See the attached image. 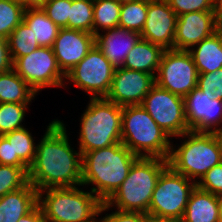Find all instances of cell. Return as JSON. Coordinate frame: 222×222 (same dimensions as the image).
<instances>
[{"mask_svg":"<svg viewBox=\"0 0 222 222\" xmlns=\"http://www.w3.org/2000/svg\"><path fill=\"white\" fill-rule=\"evenodd\" d=\"M68 138L65 124L56 119L49 123L36 144L28 180L37 191L82 186V153L71 147Z\"/></svg>","mask_w":222,"mask_h":222,"instance_id":"obj_1","label":"cell"},{"mask_svg":"<svg viewBox=\"0 0 222 222\" xmlns=\"http://www.w3.org/2000/svg\"><path fill=\"white\" fill-rule=\"evenodd\" d=\"M138 158L122 142L85 152L82 155V186L94 185L90 191L106 202Z\"/></svg>","mask_w":222,"mask_h":222,"instance_id":"obj_2","label":"cell"},{"mask_svg":"<svg viewBox=\"0 0 222 222\" xmlns=\"http://www.w3.org/2000/svg\"><path fill=\"white\" fill-rule=\"evenodd\" d=\"M168 166V159L139 157L120 187L102 203L100 214L112 207L121 211L148 213L157 181Z\"/></svg>","mask_w":222,"mask_h":222,"instance_id":"obj_3","label":"cell"},{"mask_svg":"<svg viewBox=\"0 0 222 222\" xmlns=\"http://www.w3.org/2000/svg\"><path fill=\"white\" fill-rule=\"evenodd\" d=\"M170 137L141 105L123 106L121 142L133 154L145 158L168 159Z\"/></svg>","mask_w":222,"mask_h":222,"instance_id":"obj_4","label":"cell"},{"mask_svg":"<svg viewBox=\"0 0 222 222\" xmlns=\"http://www.w3.org/2000/svg\"><path fill=\"white\" fill-rule=\"evenodd\" d=\"M102 203L77 186L38 191V205L47 222H98Z\"/></svg>","mask_w":222,"mask_h":222,"instance_id":"obj_5","label":"cell"},{"mask_svg":"<svg viewBox=\"0 0 222 222\" xmlns=\"http://www.w3.org/2000/svg\"><path fill=\"white\" fill-rule=\"evenodd\" d=\"M123 107L106 98H90L81 115L79 151L82 155L121 142Z\"/></svg>","mask_w":222,"mask_h":222,"instance_id":"obj_6","label":"cell"},{"mask_svg":"<svg viewBox=\"0 0 222 222\" xmlns=\"http://www.w3.org/2000/svg\"><path fill=\"white\" fill-rule=\"evenodd\" d=\"M177 137L185 139L178 148L171 147L168 164L175 172L198 182L207 171L222 162L213 133L190 130Z\"/></svg>","mask_w":222,"mask_h":222,"instance_id":"obj_7","label":"cell"},{"mask_svg":"<svg viewBox=\"0 0 222 222\" xmlns=\"http://www.w3.org/2000/svg\"><path fill=\"white\" fill-rule=\"evenodd\" d=\"M196 186V182L168 166L157 181L148 214L181 221Z\"/></svg>","mask_w":222,"mask_h":222,"instance_id":"obj_8","label":"cell"},{"mask_svg":"<svg viewBox=\"0 0 222 222\" xmlns=\"http://www.w3.org/2000/svg\"><path fill=\"white\" fill-rule=\"evenodd\" d=\"M198 72L189 51L166 49L162 55L155 84L181 97L197 87Z\"/></svg>","mask_w":222,"mask_h":222,"instance_id":"obj_9","label":"cell"},{"mask_svg":"<svg viewBox=\"0 0 222 222\" xmlns=\"http://www.w3.org/2000/svg\"><path fill=\"white\" fill-rule=\"evenodd\" d=\"M16 73L36 92L46 87H64L66 75L61 71L52 47H39L13 63Z\"/></svg>","mask_w":222,"mask_h":222,"instance_id":"obj_10","label":"cell"},{"mask_svg":"<svg viewBox=\"0 0 222 222\" xmlns=\"http://www.w3.org/2000/svg\"><path fill=\"white\" fill-rule=\"evenodd\" d=\"M114 67L94 45L89 53L68 73L65 80L90 94V98H105L109 93Z\"/></svg>","mask_w":222,"mask_h":222,"instance_id":"obj_11","label":"cell"},{"mask_svg":"<svg viewBox=\"0 0 222 222\" xmlns=\"http://www.w3.org/2000/svg\"><path fill=\"white\" fill-rule=\"evenodd\" d=\"M141 106L170 137L181 136L190 131L183 97L155 84L144 97Z\"/></svg>","mask_w":222,"mask_h":222,"instance_id":"obj_12","label":"cell"},{"mask_svg":"<svg viewBox=\"0 0 222 222\" xmlns=\"http://www.w3.org/2000/svg\"><path fill=\"white\" fill-rule=\"evenodd\" d=\"M184 106L190 130L212 133L222 129V100L211 92L195 87L184 97Z\"/></svg>","mask_w":222,"mask_h":222,"instance_id":"obj_13","label":"cell"},{"mask_svg":"<svg viewBox=\"0 0 222 222\" xmlns=\"http://www.w3.org/2000/svg\"><path fill=\"white\" fill-rule=\"evenodd\" d=\"M155 85V76L143 71L117 68L114 71L112 84L107 100L119 105H141L144 97Z\"/></svg>","mask_w":222,"mask_h":222,"instance_id":"obj_14","label":"cell"},{"mask_svg":"<svg viewBox=\"0 0 222 222\" xmlns=\"http://www.w3.org/2000/svg\"><path fill=\"white\" fill-rule=\"evenodd\" d=\"M177 15L167 0H148L147 18L141 38L166 49H174Z\"/></svg>","mask_w":222,"mask_h":222,"instance_id":"obj_15","label":"cell"},{"mask_svg":"<svg viewBox=\"0 0 222 222\" xmlns=\"http://www.w3.org/2000/svg\"><path fill=\"white\" fill-rule=\"evenodd\" d=\"M219 30L214 11L189 12L177 17L174 49L189 51Z\"/></svg>","mask_w":222,"mask_h":222,"instance_id":"obj_16","label":"cell"},{"mask_svg":"<svg viewBox=\"0 0 222 222\" xmlns=\"http://www.w3.org/2000/svg\"><path fill=\"white\" fill-rule=\"evenodd\" d=\"M94 45V34L60 28L52 50L61 71L66 75L89 53Z\"/></svg>","mask_w":222,"mask_h":222,"instance_id":"obj_17","label":"cell"},{"mask_svg":"<svg viewBox=\"0 0 222 222\" xmlns=\"http://www.w3.org/2000/svg\"><path fill=\"white\" fill-rule=\"evenodd\" d=\"M95 35V45L109 60L114 69L124 66L125 60L134 45L141 38L140 33L121 27L102 31Z\"/></svg>","mask_w":222,"mask_h":222,"instance_id":"obj_18","label":"cell"},{"mask_svg":"<svg viewBox=\"0 0 222 222\" xmlns=\"http://www.w3.org/2000/svg\"><path fill=\"white\" fill-rule=\"evenodd\" d=\"M38 205V191L31 184L0 198V222H18Z\"/></svg>","mask_w":222,"mask_h":222,"instance_id":"obj_19","label":"cell"},{"mask_svg":"<svg viewBox=\"0 0 222 222\" xmlns=\"http://www.w3.org/2000/svg\"><path fill=\"white\" fill-rule=\"evenodd\" d=\"M181 222H220L218 196L196 186Z\"/></svg>","mask_w":222,"mask_h":222,"instance_id":"obj_20","label":"cell"},{"mask_svg":"<svg viewBox=\"0 0 222 222\" xmlns=\"http://www.w3.org/2000/svg\"><path fill=\"white\" fill-rule=\"evenodd\" d=\"M198 74L222 68V33L218 30L189 50Z\"/></svg>","mask_w":222,"mask_h":222,"instance_id":"obj_21","label":"cell"},{"mask_svg":"<svg viewBox=\"0 0 222 222\" xmlns=\"http://www.w3.org/2000/svg\"><path fill=\"white\" fill-rule=\"evenodd\" d=\"M164 51L162 46L140 38L127 55L123 68L143 71L155 76Z\"/></svg>","mask_w":222,"mask_h":222,"instance_id":"obj_22","label":"cell"},{"mask_svg":"<svg viewBox=\"0 0 222 222\" xmlns=\"http://www.w3.org/2000/svg\"><path fill=\"white\" fill-rule=\"evenodd\" d=\"M23 21L32 31L39 47H52L60 27L46 15L40 6L25 8Z\"/></svg>","mask_w":222,"mask_h":222,"instance_id":"obj_23","label":"cell"},{"mask_svg":"<svg viewBox=\"0 0 222 222\" xmlns=\"http://www.w3.org/2000/svg\"><path fill=\"white\" fill-rule=\"evenodd\" d=\"M36 95L14 69L0 73V103L30 104Z\"/></svg>","mask_w":222,"mask_h":222,"instance_id":"obj_24","label":"cell"},{"mask_svg":"<svg viewBox=\"0 0 222 222\" xmlns=\"http://www.w3.org/2000/svg\"><path fill=\"white\" fill-rule=\"evenodd\" d=\"M121 4L115 0H93V34L119 27Z\"/></svg>","mask_w":222,"mask_h":222,"instance_id":"obj_25","label":"cell"},{"mask_svg":"<svg viewBox=\"0 0 222 222\" xmlns=\"http://www.w3.org/2000/svg\"><path fill=\"white\" fill-rule=\"evenodd\" d=\"M12 145L13 157H19L30 167L36 156V146L32 134L26 128L16 129L3 135Z\"/></svg>","mask_w":222,"mask_h":222,"instance_id":"obj_26","label":"cell"},{"mask_svg":"<svg viewBox=\"0 0 222 222\" xmlns=\"http://www.w3.org/2000/svg\"><path fill=\"white\" fill-rule=\"evenodd\" d=\"M8 43L13 63L19 57L28 55L39 48L36 38L24 21L11 32Z\"/></svg>","mask_w":222,"mask_h":222,"instance_id":"obj_27","label":"cell"},{"mask_svg":"<svg viewBox=\"0 0 222 222\" xmlns=\"http://www.w3.org/2000/svg\"><path fill=\"white\" fill-rule=\"evenodd\" d=\"M148 10V0H137L121 4L119 27L141 33Z\"/></svg>","mask_w":222,"mask_h":222,"instance_id":"obj_28","label":"cell"},{"mask_svg":"<svg viewBox=\"0 0 222 222\" xmlns=\"http://www.w3.org/2000/svg\"><path fill=\"white\" fill-rule=\"evenodd\" d=\"M68 29L93 34V0L71 1Z\"/></svg>","mask_w":222,"mask_h":222,"instance_id":"obj_29","label":"cell"},{"mask_svg":"<svg viewBox=\"0 0 222 222\" xmlns=\"http://www.w3.org/2000/svg\"><path fill=\"white\" fill-rule=\"evenodd\" d=\"M29 167L0 164V198L24 187L28 182Z\"/></svg>","mask_w":222,"mask_h":222,"instance_id":"obj_30","label":"cell"},{"mask_svg":"<svg viewBox=\"0 0 222 222\" xmlns=\"http://www.w3.org/2000/svg\"><path fill=\"white\" fill-rule=\"evenodd\" d=\"M25 8L11 0H0V37L8 39L11 32L23 21Z\"/></svg>","mask_w":222,"mask_h":222,"instance_id":"obj_31","label":"cell"},{"mask_svg":"<svg viewBox=\"0 0 222 222\" xmlns=\"http://www.w3.org/2000/svg\"><path fill=\"white\" fill-rule=\"evenodd\" d=\"M29 104L0 103V135L23 128Z\"/></svg>","mask_w":222,"mask_h":222,"instance_id":"obj_32","label":"cell"},{"mask_svg":"<svg viewBox=\"0 0 222 222\" xmlns=\"http://www.w3.org/2000/svg\"><path fill=\"white\" fill-rule=\"evenodd\" d=\"M70 6L69 0H47L40 7L58 27L68 29Z\"/></svg>","mask_w":222,"mask_h":222,"instance_id":"obj_33","label":"cell"},{"mask_svg":"<svg viewBox=\"0 0 222 222\" xmlns=\"http://www.w3.org/2000/svg\"><path fill=\"white\" fill-rule=\"evenodd\" d=\"M177 16L197 11H214V0H167Z\"/></svg>","mask_w":222,"mask_h":222,"instance_id":"obj_34","label":"cell"},{"mask_svg":"<svg viewBox=\"0 0 222 222\" xmlns=\"http://www.w3.org/2000/svg\"><path fill=\"white\" fill-rule=\"evenodd\" d=\"M198 188L214 195L222 194V162L212 167L196 182Z\"/></svg>","mask_w":222,"mask_h":222,"instance_id":"obj_35","label":"cell"},{"mask_svg":"<svg viewBox=\"0 0 222 222\" xmlns=\"http://www.w3.org/2000/svg\"><path fill=\"white\" fill-rule=\"evenodd\" d=\"M197 87L222 100V68L211 73L198 74Z\"/></svg>","mask_w":222,"mask_h":222,"instance_id":"obj_36","label":"cell"},{"mask_svg":"<svg viewBox=\"0 0 222 222\" xmlns=\"http://www.w3.org/2000/svg\"><path fill=\"white\" fill-rule=\"evenodd\" d=\"M0 164L28 167L19 157H13L12 145L3 135H0Z\"/></svg>","mask_w":222,"mask_h":222,"instance_id":"obj_37","label":"cell"},{"mask_svg":"<svg viewBox=\"0 0 222 222\" xmlns=\"http://www.w3.org/2000/svg\"><path fill=\"white\" fill-rule=\"evenodd\" d=\"M99 218L100 222H144V213L115 210L111 214H105Z\"/></svg>","mask_w":222,"mask_h":222,"instance_id":"obj_38","label":"cell"},{"mask_svg":"<svg viewBox=\"0 0 222 222\" xmlns=\"http://www.w3.org/2000/svg\"><path fill=\"white\" fill-rule=\"evenodd\" d=\"M13 69L8 39L0 37V73Z\"/></svg>","mask_w":222,"mask_h":222,"instance_id":"obj_39","label":"cell"},{"mask_svg":"<svg viewBox=\"0 0 222 222\" xmlns=\"http://www.w3.org/2000/svg\"><path fill=\"white\" fill-rule=\"evenodd\" d=\"M18 222H47L44 213L39 205H37L31 212L20 218Z\"/></svg>","mask_w":222,"mask_h":222,"instance_id":"obj_40","label":"cell"},{"mask_svg":"<svg viewBox=\"0 0 222 222\" xmlns=\"http://www.w3.org/2000/svg\"><path fill=\"white\" fill-rule=\"evenodd\" d=\"M144 222H181L180 220L176 219H169L164 217L154 216L148 213H144Z\"/></svg>","mask_w":222,"mask_h":222,"instance_id":"obj_41","label":"cell"},{"mask_svg":"<svg viewBox=\"0 0 222 222\" xmlns=\"http://www.w3.org/2000/svg\"><path fill=\"white\" fill-rule=\"evenodd\" d=\"M214 13L219 21L222 18V0H214Z\"/></svg>","mask_w":222,"mask_h":222,"instance_id":"obj_42","label":"cell"},{"mask_svg":"<svg viewBox=\"0 0 222 222\" xmlns=\"http://www.w3.org/2000/svg\"><path fill=\"white\" fill-rule=\"evenodd\" d=\"M212 133H213L214 138L217 141L219 151H220V155H221V159H222V129H219V130L214 131Z\"/></svg>","mask_w":222,"mask_h":222,"instance_id":"obj_43","label":"cell"},{"mask_svg":"<svg viewBox=\"0 0 222 222\" xmlns=\"http://www.w3.org/2000/svg\"><path fill=\"white\" fill-rule=\"evenodd\" d=\"M11 1L22 5L24 8L30 7V0H11Z\"/></svg>","mask_w":222,"mask_h":222,"instance_id":"obj_44","label":"cell"},{"mask_svg":"<svg viewBox=\"0 0 222 222\" xmlns=\"http://www.w3.org/2000/svg\"><path fill=\"white\" fill-rule=\"evenodd\" d=\"M47 0H30V7H37L41 6L43 3H45Z\"/></svg>","mask_w":222,"mask_h":222,"instance_id":"obj_45","label":"cell"},{"mask_svg":"<svg viewBox=\"0 0 222 222\" xmlns=\"http://www.w3.org/2000/svg\"><path fill=\"white\" fill-rule=\"evenodd\" d=\"M218 205H219L220 222H222V194L218 196Z\"/></svg>","mask_w":222,"mask_h":222,"instance_id":"obj_46","label":"cell"},{"mask_svg":"<svg viewBox=\"0 0 222 222\" xmlns=\"http://www.w3.org/2000/svg\"><path fill=\"white\" fill-rule=\"evenodd\" d=\"M115 1L119 2L120 4H125V3H129V2L137 1V0H115Z\"/></svg>","mask_w":222,"mask_h":222,"instance_id":"obj_47","label":"cell"},{"mask_svg":"<svg viewBox=\"0 0 222 222\" xmlns=\"http://www.w3.org/2000/svg\"><path fill=\"white\" fill-rule=\"evenodd\" d=\"M219 31L222 33V18L218 21Z\"/></svg>","mask_w":222,"mask_h":222,"instance_id":"obj_48","label":"cell"}]
</instances>
